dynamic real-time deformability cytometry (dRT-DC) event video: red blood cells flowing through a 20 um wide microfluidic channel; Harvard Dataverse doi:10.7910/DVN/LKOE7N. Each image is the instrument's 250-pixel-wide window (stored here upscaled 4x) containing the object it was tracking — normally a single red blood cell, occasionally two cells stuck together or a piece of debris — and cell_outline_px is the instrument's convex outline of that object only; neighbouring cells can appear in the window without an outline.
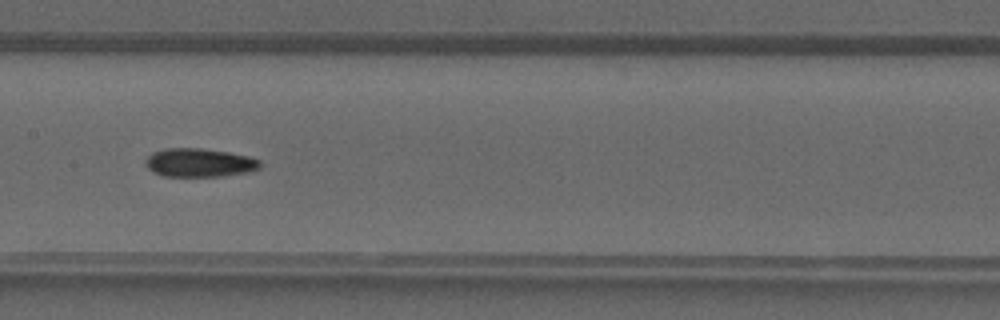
{"species": "common noctule bat (a hibernating species)", "species_latin": "Nyctalus noctula", "temperature_condition": "warm", "stored_images_in_passage": 32, "camera_frame_rate_fps": 3000, "um_per_image_px": 0.085, "animal": {"sex": "male", "forearm_length_mm": 52.5}, "frame": {"image": 1, "passage_image": 12, "time_ms": 3.667, "image_size_px": [1000, 320], "cell_outline_px": [[260, 168], [244, 172], [224, 176], [164, 176], [148, 168], [144, 160], [152, 152], [164, 148], [200, 148], [228, 152], [248, 156], [260, 160]], "centroid_in_image_um": [16.92, 13.81], "position_along_channel_um": 190.5, "area_um2": 18.9}}
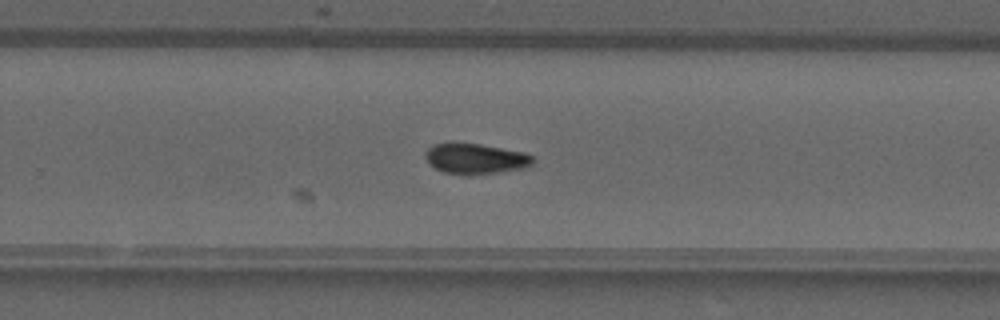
{"frame": {"image": 2, "passage_image": 18, "time_ms": 5.667, "image_size_px": [1000, 320], "cell_outline_px": [[532, 164], [524, 168], [496, 172], [444, 172], [436, 168], [424, 156], [428, 148], [432, 144], [452, 140], [480, 144], [524, 152], [532, 156]], "centroid_in_image_um": [40.38, 13.4], "position_along_channel_um": 289.4, "area_um2": 18.67}}
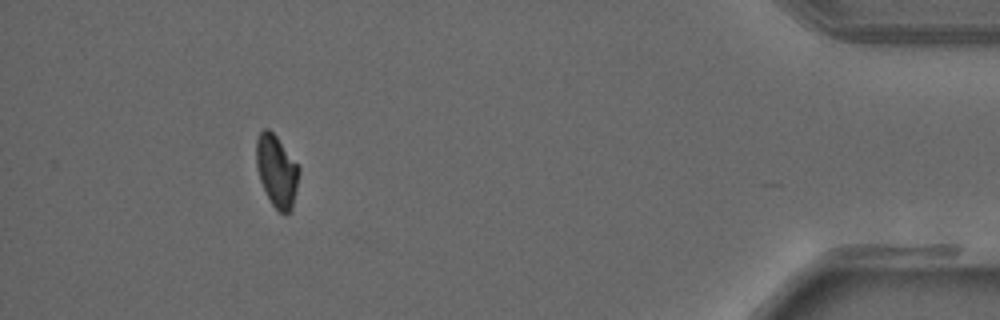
{"frame": {"image": 3, "passage_image": 29, "time_ms": 9.333, "image_size_px": [1000, 320], "cell_outline_px": [[300, 172], [292, 208], [288, 212], [280, 212], [272, 204], [260, 180], [256, 164], [256, 140], [260, 132], [264, 128], [268, 128], [276, 136], [300, 168]], "centroid_in_image_um": [23.51, 14.5], "position_along_channel_um": 411.7, "area_um2": 17.57}}